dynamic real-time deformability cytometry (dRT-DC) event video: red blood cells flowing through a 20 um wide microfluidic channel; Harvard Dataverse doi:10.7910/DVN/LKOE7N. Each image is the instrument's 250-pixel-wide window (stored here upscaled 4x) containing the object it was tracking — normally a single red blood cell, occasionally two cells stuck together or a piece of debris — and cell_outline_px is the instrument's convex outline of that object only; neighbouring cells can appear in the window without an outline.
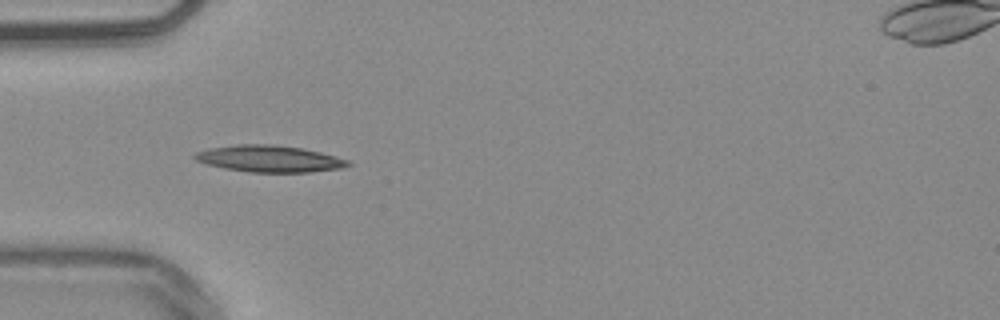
{"species": "common noctule bat (a hibernating species)", "species_latin": "Nyctalus noctula", "temperature_condition": "warm", "stored_images_in_passage": 15, "camera_frame_rate_fps": 3000, "um_per_image_px": 0.085, "animal": {"sex": "male", "body_mass_g": 20.4}, "frame": {"image": 1, "passage_image": 3, "time_ms": 0.667, "image_size_px": [1000, 320], "cell_outline_px": [[352, 164], [340, 168], [312, 172], [252, 172], [224, 168], [208, 164], [196, 160], [192, 156], [196, 152], [208, 148], [236, 144], [276, 144], [304, 148], [336, 156], [348, 160]], "centroid_in_image_um": [22.9, 13.48], "position_along_channel_um": 62.1, "area_um2": 23.87}}
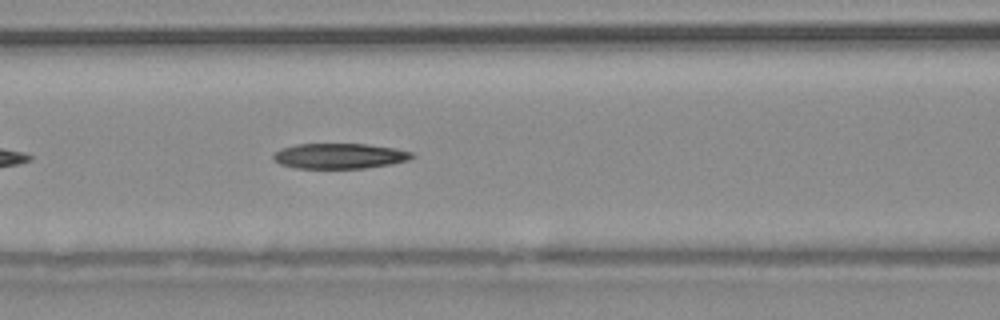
{"frame": {"image": 2, "passage_image": 9, "time_ms": 2.667, "image_size_px": [1000, 320], "cell_outline_px": [[416, 156], [408, 160], [392, 164], [364, 168], [296, 168], [280, 164], [272, 160], [272, 152], [280, 148], [296, 144], [368, 144], [396, 148], [412, 152]], "centroid_in_image_um": [28.83, 13.25], "position_along_channel_um": 137.8, "area_um2": 20.75}}